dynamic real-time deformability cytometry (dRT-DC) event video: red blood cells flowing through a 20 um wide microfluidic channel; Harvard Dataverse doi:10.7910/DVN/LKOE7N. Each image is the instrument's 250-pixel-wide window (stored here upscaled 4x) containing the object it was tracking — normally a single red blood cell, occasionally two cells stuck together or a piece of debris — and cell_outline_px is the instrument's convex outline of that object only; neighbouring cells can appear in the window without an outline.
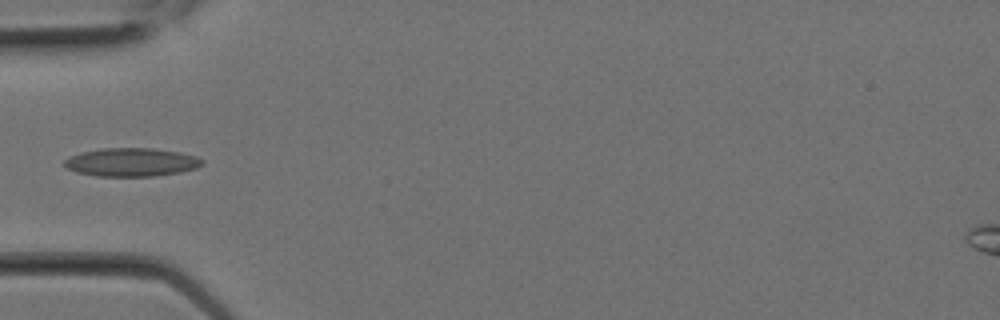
{"species": "Egyptian fruit bat (a non-hibernating species)", "species_latin": "Rousettus aegyptiacus", "temperature_condition": "room temperature", "stored_images_in_passage": 2, "camera_frame_rate_fps": 3000, "um_per_image_px": 0.085, "animal": {"sex": "female"}, "frame": {"image": 1, "passage_image": 2, "time_ms": 0.333, "image_size_px": [1000, 320], "cell_outline_px": [[204, 164], [196, 168], [180, 172], [156, 176], [96, 176], [76, 172], [68, 168], [64, 164], [64, 160], [80, 152], [100, 148], [152, 148], [180, 152], [196, 156], [204, 160]], "centroid_in_image_um": [11.2, 13.78], "position_along_channel_um": 73.8, "area_um2": 22.89}}